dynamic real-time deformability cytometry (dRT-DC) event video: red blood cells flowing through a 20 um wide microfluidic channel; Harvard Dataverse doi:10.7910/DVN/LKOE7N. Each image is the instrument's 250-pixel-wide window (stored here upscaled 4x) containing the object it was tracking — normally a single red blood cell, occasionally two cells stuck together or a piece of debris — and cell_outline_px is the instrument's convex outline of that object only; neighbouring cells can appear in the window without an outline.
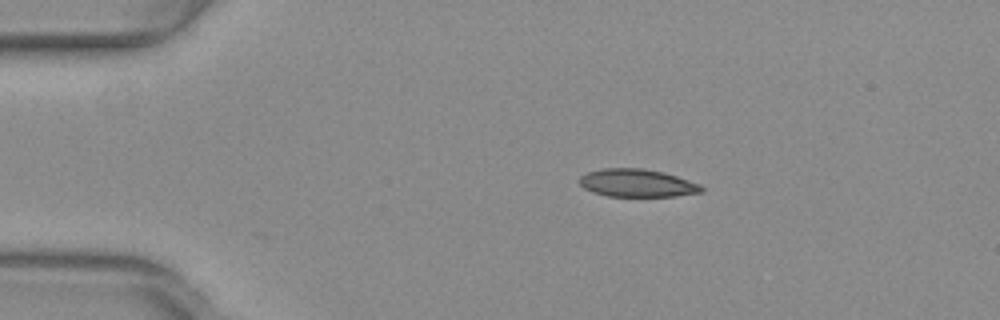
{"species": "common noctule bat (a hibernating species)", "species_latin": "Nyctalus noctula", "temperature_condition": "warm", "stored_images_in_passage": 34, "camera_frame_rate_fps": 3000, "um_per_image_px": 0.085, "animal": {"sex": "female", "body_mass_g": 29.2, "forearm_length_mm": 56.3}, "frame": {"image": 1, "passage_image": 1, "time_ms": 0.0, "image_size_px": [1000, 320], "cell_outline_px": [[704, 192], [676, 196], [608, 196], [592, 192], [584, 188], [580, 184], [580, 176], [588, 172], [604, 168], [644, 168], [664, 172], [700, 184], [704, 188]], "centroid_in_image_um": [54.17, 15.56], "position_along_channel_um": 30.8, "area_um2": 19.83}}
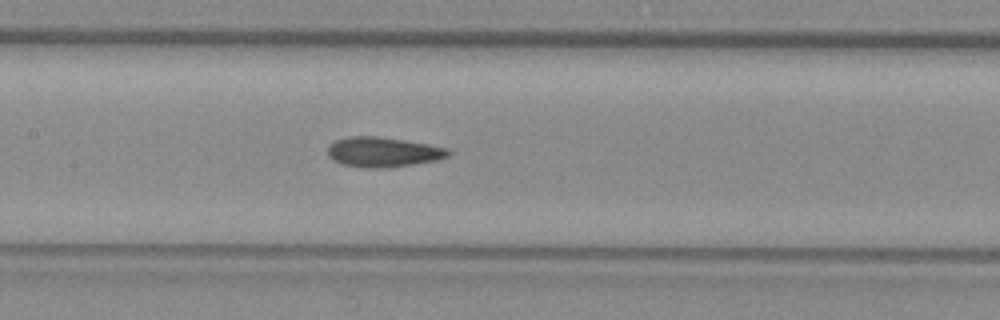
{"frame": {"image": 2, "passage_image": 16, "time_ms": 5.0, "image_size_px": [1000, 320], "cell_outline_px": [[452, 152], [448, 156], [436, 160], [392, 168], [364, 168], [340, 164], [332, 160], [328, 156], [328, 144], [336, 140], [348, 136], [380, 136], [428, 144], [448, 148]], "centroid_in_image_um": [32.53, 12.93], "position_along_channel_um": 174.9, "area_um2": 21.39}}
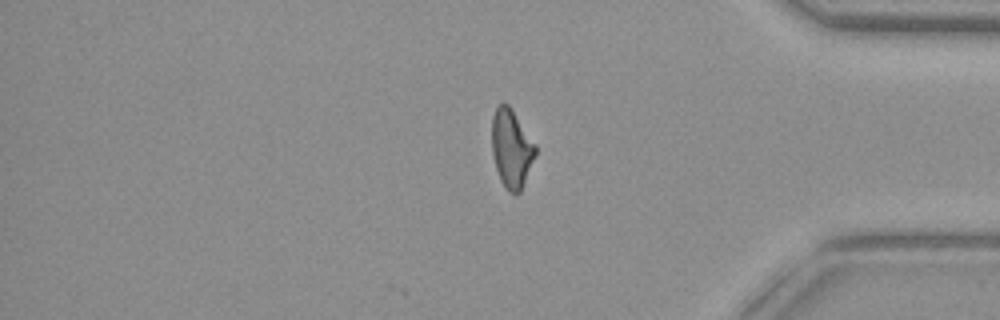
{"frame": {"image": 3, "passage_image": 34, "time_ms": 11.0, "image_size_px": [1000, 320], "cell_outline_px": [[536, 156], [520, 192], [516, 196], [508, 192], [500, 180], [496, 168], [492, 152], [492, 116], [496, 108], [500, 104], [508, 104], [536, 144]], "centroid_in_image_um": [43.48, 12.66], "position_along_channel_um": 391.7, "area_um2": 19.94}, "authors_computed_cell_mechanics": {"area_um2": 20.6346, "velocity_mm_per_s": 4.0101, "shape_relaxation_time_tau1_ms": null, "shape_relaxation_time_tau2_ms": 3.1085, "deformation_change_tau1": null, "deformation_change_tau2": 0.0976}}